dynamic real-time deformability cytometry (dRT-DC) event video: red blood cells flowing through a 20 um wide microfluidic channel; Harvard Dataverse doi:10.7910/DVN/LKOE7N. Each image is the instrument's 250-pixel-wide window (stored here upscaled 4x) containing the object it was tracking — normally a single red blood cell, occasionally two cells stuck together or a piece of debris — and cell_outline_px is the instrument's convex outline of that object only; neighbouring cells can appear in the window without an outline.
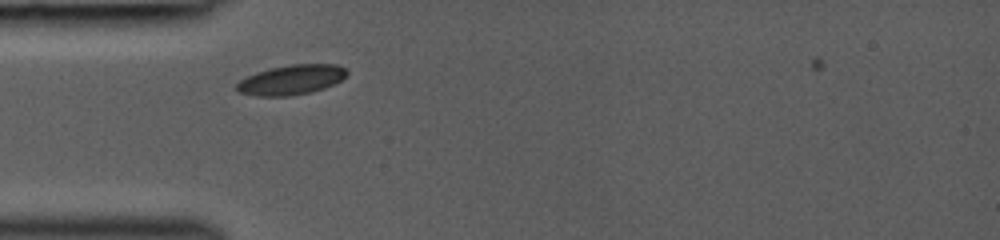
{"species": "common noctule bat (a hibernating species)", "species_latin": "Nyctalus noctula", "temperature_condition": "room temperature", "stored_images_in_passage": 13, "camera_frame_rate_fps": 3000, "um_per_image_px": 0.085, "animal": {"sex": "female", "body_mass_g": 19.0, "forearm_length_mm": 53.3}, "frame": {"image": 1, "passage_image": 3, "time_ms": 0.667, "image_size_px": [1000, 240], "cell_outline_px": [[348, 72], [340, 80], [324, 88], [312, 92], [288, 96], [256, 96], [240, 92], [236, 88], [236, 84], [240, 80], [256, 72], [272, 68], [292, 64], [336, 64], [344, 68]], "centroid_in_image_um": [24.75, 6.78], "position_along_channel_um": 60.3, "area_um2": 18.9}}
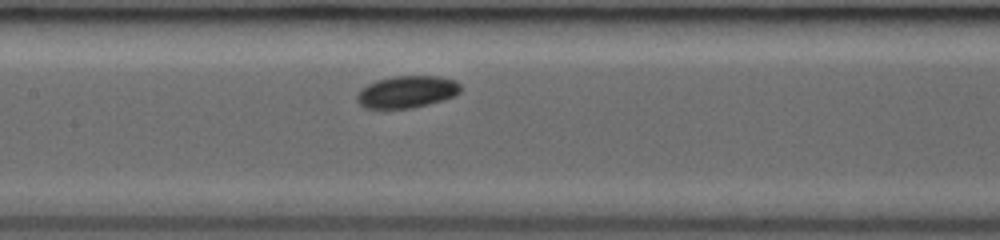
{"frame": {"image": 2, "passage_image": 9, "time_ms": 3.333, "image_size_px": [1000, 240], "cell_outline_px": [[460, 92], [456, 96], [428, 104], [412, 108], [364, 108], [356, 100], [356, 96], [360, 88], [376, 80], [392, 76], [440, 76], [456, 80], [460, 84]], "centroid_in_image_um": [34.58, 7.8], "position_along_channel_um": 172.8, "area_um2": 19.54}}
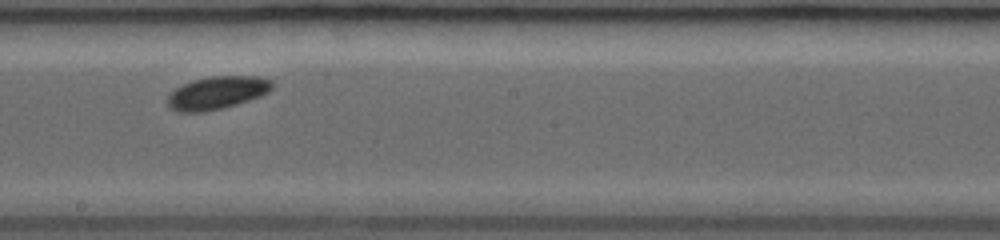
{"frame": {"image": 3, "passage_image": 12, "time_ms": 4.667, "image_size_px": [1000, 240], "cell_outline_px": [[276, 84], [268, 92], [260, 96], [236, 104], [204, 112], [176, 112], [168, 104], [168, 96], [176, 88], [192, 80], [208, 76], [260, 76], [272, 80]], "centroid_in_image_um": [18.49, 7.87], "position_along_channel_um": 229.7, "area_um2": 20.0}}